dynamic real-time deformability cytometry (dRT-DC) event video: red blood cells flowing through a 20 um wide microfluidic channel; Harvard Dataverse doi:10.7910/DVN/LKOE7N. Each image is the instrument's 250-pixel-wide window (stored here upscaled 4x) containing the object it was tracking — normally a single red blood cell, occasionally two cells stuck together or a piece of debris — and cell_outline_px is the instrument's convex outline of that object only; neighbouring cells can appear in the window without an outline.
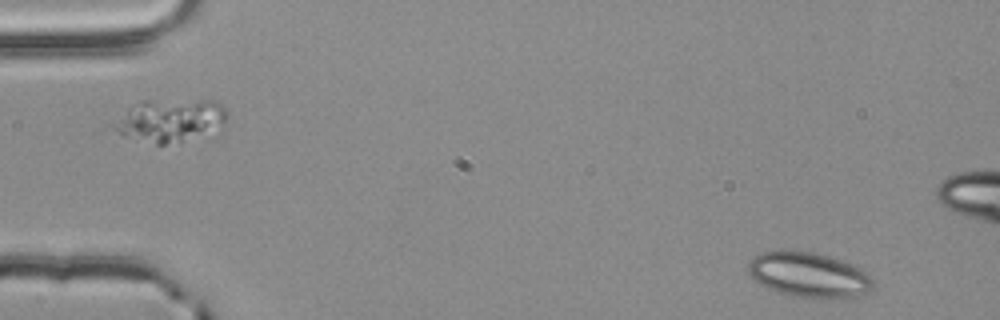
{"species": "common noctule bat (a hibernating species)", "species_latin": "Nyctalus noctula", "temperature_condition": "room temperature", "stored_images_in_passage": 52, "camera_frame_rate_fps": 3000, "um_per_image_px": 0.085, "animal": {"sex": "male", "body_mass_g": 20.4}, "frame": {"image": 1, "passage_image": 1, "time_ms": 0.0, "image_size_px": [1000, 320], "cell_outline_px": [[876, 284], [872, 292], [852, 296], [812, 300], [792, 296], [768, 288], [760, 284], [748, 272], [748, 264], [752, 256], [760, 252], [780, 248], [784, 248], [812, 252], [828, 256], [852, 264], [868, 272]], "centroid_in_image_um": [68.75, 23.35], "position_along_channel_um": 16.2, "area_um2": 33.7}}
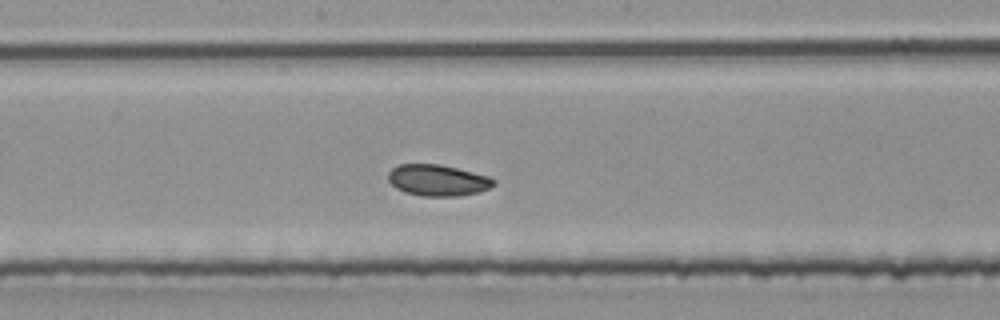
{"frame": {"image": 2, "passage_image": 26, "time_ms": 8.333, "image_size_px": [1000, 320], "cell_outline_px": [[496, 184], [480, 192], [460, 196], [424, 196], [404, 192], [396, 188], [388, 180], [388, 172], [392, 168], [400, 164], [440, 164], [488, 176], [496, 180]], "centroid_in_image_um": [37.21, 15.32], "position_along_channel_um": 211.0, "area_um2": 19.25}}
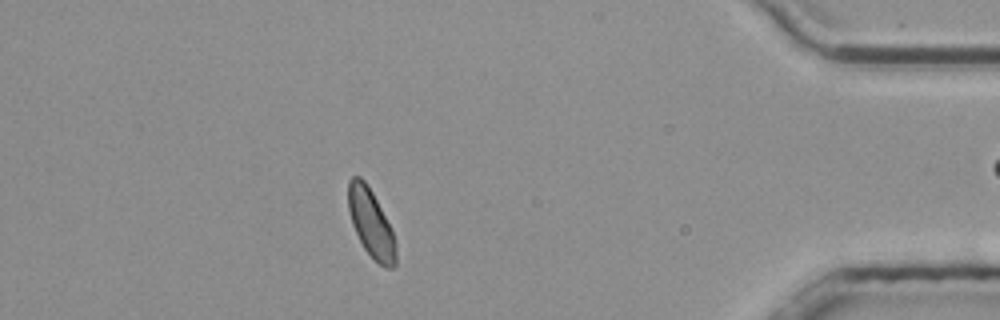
{"frame": {"image": 3, "passage_image": 45, "time_ms": 14.667, "image_size_px": [1000, 320], "cell_outline_px": [[396, 264], [392, 268], [384, 268], [364, 248], [352, 224], [348, 208], [348, 180], [352, 176], [360, 176], [364, 180], [372, 192], [392, 228], [396, 240]], "centroid_in_image_um": [31.55, 18.97], "position_along_channel_um": 403.7, "area_um2": 18.84}, "authors_computed_cell_mechanics": {"area_um2": 19.2763, "velocity_mm_per_s": 3.7944, "shape_relaxation_time_tau1_ms": null, "shape_relaxation_time_tau2_ms": 4.5431, "deformation_change_tau1": null, "deformation_change_tau2": 0.0842}}